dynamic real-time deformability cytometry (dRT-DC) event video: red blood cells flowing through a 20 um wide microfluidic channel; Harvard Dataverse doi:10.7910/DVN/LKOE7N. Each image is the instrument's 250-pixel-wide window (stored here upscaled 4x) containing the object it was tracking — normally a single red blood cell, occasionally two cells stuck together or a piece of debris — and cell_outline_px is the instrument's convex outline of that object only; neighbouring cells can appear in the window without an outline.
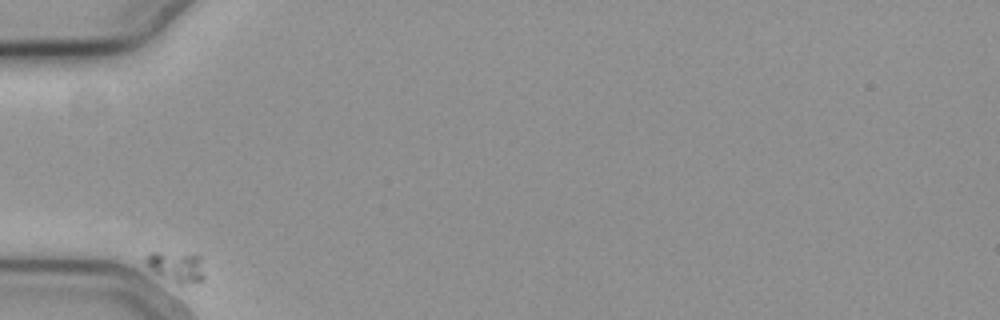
{"species": "common noctule bat (a hibernating species)", "species_latin": "Nyctalus noctula", "temperature_condition": "cold", "stored_images_in_passage": 38, "camera_frame_rate_fps": 3000, "um_per_image_px": 0.085, "animal": {"sex": "female", "body_mass_g": 19.3, "forearm_length_mm": 54.1}, "frame": {"image": 1, "passage_image": 1, "time_ms": 0.0, "image_size_px": [1000, 320], "cell_outline_px": [[204, 276], [200, 280], [184, 284], [176, 284], [152, 272], [144, 264], [144, 260], [152, 252], [196, 252], [200, 256], [204, 272]], "centroid_in_image_um": [14.98, 22.64], "position_along_channel_um": 70.0, "area_um2": 10.87}}